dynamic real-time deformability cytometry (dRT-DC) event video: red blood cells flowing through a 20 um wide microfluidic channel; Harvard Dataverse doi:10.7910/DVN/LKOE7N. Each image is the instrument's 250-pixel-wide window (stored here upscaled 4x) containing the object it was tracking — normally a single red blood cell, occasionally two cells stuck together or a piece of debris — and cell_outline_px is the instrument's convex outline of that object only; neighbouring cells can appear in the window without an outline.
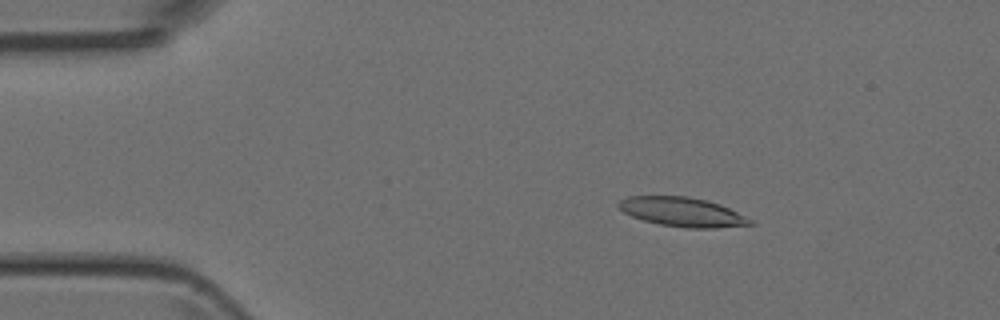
{"species": "Egyptian fruit bat (a non-hibernating species)", "species_latin": "Rousettus aegyptiacus", "temperature_condition": "room temperature", "stored_images_in_passage": 50, "camera_frame_rate_fps": 3000, "um_per_image_px": 0.085, "animal": {"sex": "female"}, "frame": {"image": 1, "passage_image": 8, "time_ms": 2.333, "image_size_px": [1000, 320], "cell_outline_px": [[756, 224], [716, 228], [684, 228], [660, 224], [644, 220], [632, 216], [624, 212], [616, 204], [620, 200], [628, 196], [688, 196], [708, 200], [720, 204], [752, 220]], "centroid_in_image_um": [58.0, 18.01], "position_along_channel_um": 27.0, "area_um2": 22.37}}
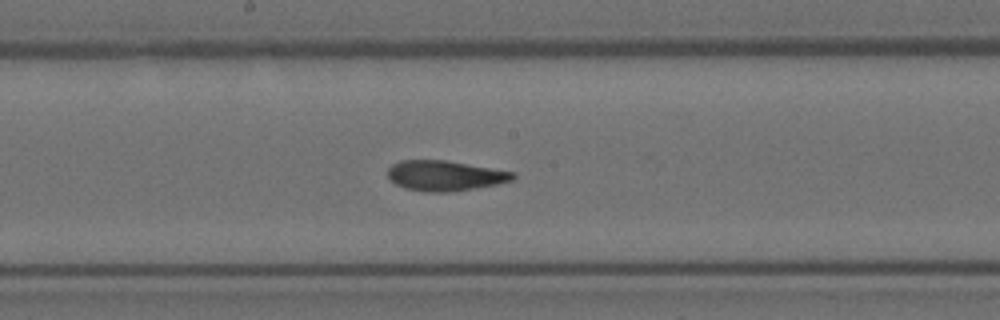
{"frame": {"image": 2, "passage_image": 26, "time_ms": 8.333, "image_size_px": [1000, 320], "cell_outline_px": [[516, 176], [512, 180], [496, 184], [476, 188], [448, 192], [428, 192], [404, 188], [388, 180], [388, 168], [392, 164], [400, 160], [444, 160], [516, 172]], "centroid_in_image_um": [37.79, 14.93], "position_along_channel_um": 210.4, "area_um2": 22.08}}
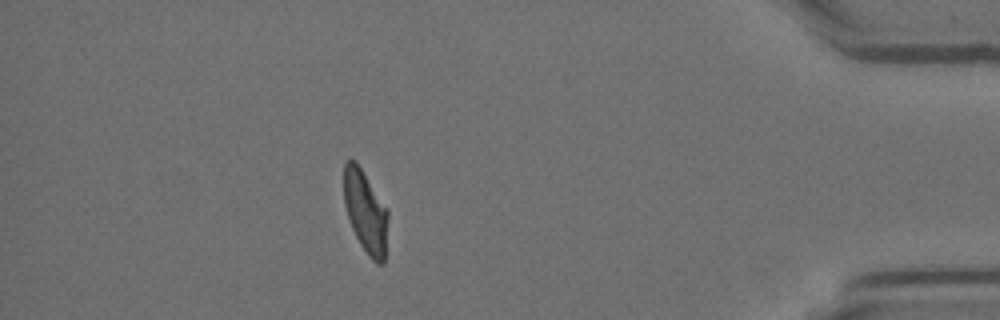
{"frame": {"image": 3, "passage_image": 44, "time_ms": 14.333, "image_size_px": [1000, 320], "cell_outline_px": [[388, 220], [384, 264], [376, 264], [368, 256], [360, 244], [352, 228], [344, 204], [344, 160], [356, 160], [388, 212]], "centroid_in_image_um": [31.06, 18.02], "position_along_channel_um": 404.1, "area_um2": 20.98}}